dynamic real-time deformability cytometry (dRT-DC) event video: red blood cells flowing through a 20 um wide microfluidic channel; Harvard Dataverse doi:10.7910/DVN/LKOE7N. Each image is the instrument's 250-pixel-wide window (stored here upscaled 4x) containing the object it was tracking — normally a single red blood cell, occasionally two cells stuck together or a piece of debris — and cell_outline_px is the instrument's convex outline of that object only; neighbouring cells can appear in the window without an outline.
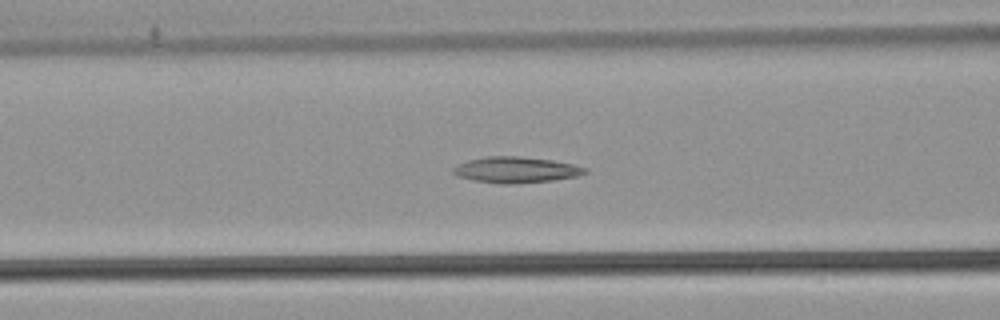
{"species": "common noctule bat (a hibernating species)", "species_latin": "Nyctalus noctula", "temperature_condition": "warm", "stored_images_in_passage": 44, "segment_of_instrument_passage": [1, 2], "camera_frame_rate_fps": 3000, "um_per_image_px": 0.085, "animal": {"sex": "male", "body_mass_g": 21.5, "forearm_length_mm": 52.0}, "frame": {"image": 1, "passage_image": 23, "time_ms": 7.333, "image_size_px": [1000, 320], "cell_outline_px": [[588, 172], [576, 176], [552, 180], [508, 184], [500, 184], [472, 180], [456, 176], [452, 172], [452, 168], [468, 160], [484, 156], [520, 156], [552, 160], [572, 164], [588, 168]], "centroid_in_image_um": [43.83, 14.43], "position_along_channel_um": 122.8, "area_um2": 19.94}}
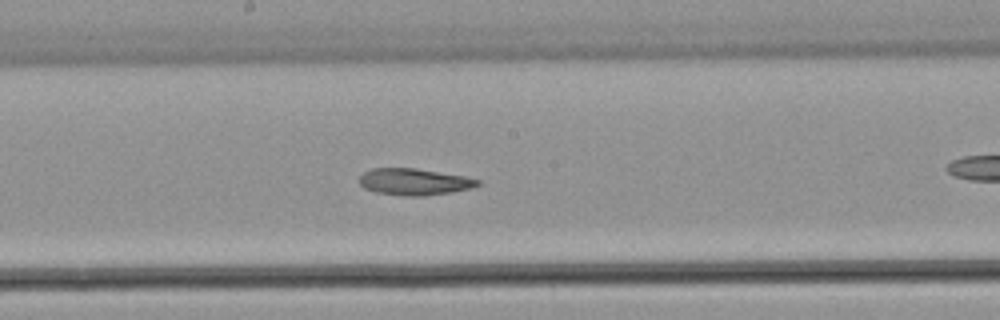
{"frame": {"image": 2, "passage_image": 30, "time_ms": 9.667, "image_size_px": [1000, 320], "cell_outline_px": [[480, 184], [472, 188], [452, 192], [424, 196], [404, 196], [376, 192], [364, 188], [360, 184], [360, 176], [364, 172], [372, 168], [416, 168], [464, 176], [480, 180]], "centroid_in_image_um": [35.21, 15.45], "position_along_channel_um": 213.0, "area_um2": 18.38}}
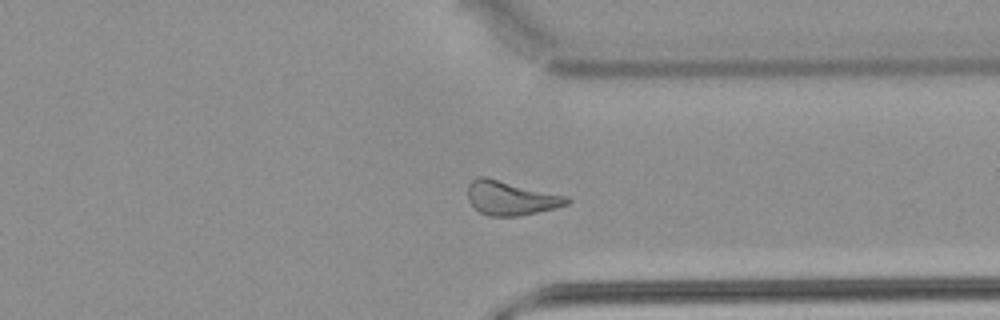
{"frame": {"image": 3, "passage_image": 42, "time_ms": 13.667, "image_size_px": [1000, 320], "cell_outline_px": [[572, 200], [568, 204], [556, 208], [520, 216], [488, 216], [480, 212], [468, 200], [468, 184], [472, 180], [480, 176], [484, 176], [568, 196]], "centroid_in_image_um": [43.44, 16.84], "position_along_channel_um": 368.0, "area_um2": 19.77}}